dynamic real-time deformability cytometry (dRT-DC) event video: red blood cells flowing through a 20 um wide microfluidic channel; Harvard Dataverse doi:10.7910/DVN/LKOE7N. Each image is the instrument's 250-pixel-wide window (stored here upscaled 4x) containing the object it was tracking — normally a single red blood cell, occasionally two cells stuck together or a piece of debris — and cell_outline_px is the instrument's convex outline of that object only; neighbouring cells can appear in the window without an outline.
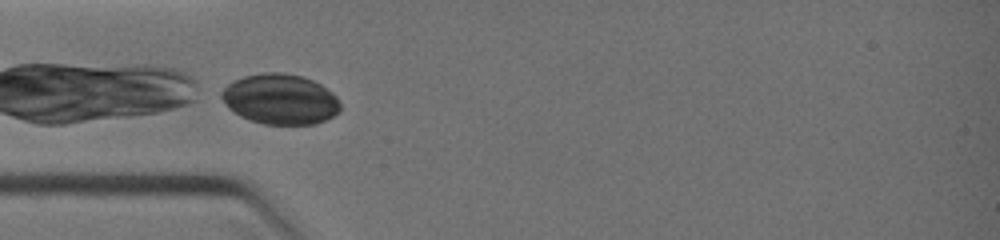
{"species": "common noctule bat (a hibernating species)", "species_latin": "Nyctalus noctula", "temperature_condition": "warm", "stored_images_in_passage": 9, "camera_frame_rate_fps": 3000, "um_per_image_px": 0.085, "animal": {"sex": "female", "body_mass_g": 19.0, "forearm_length_mm": 51.5}, "frame": {"image": 1, "passage_image": 8, "time_ms": 3.333, "image_size_px": [1000, 240], "cell_outline_px": [[340, 112], [324, 120], [312, 124], [264, 124], [240, 116], [232, 112], [228, 108], [220, 96], [220, 92], [232, 80], [244, 76], [264, 72], [284, 72], [304, 76], [320, 84], [332, 92], [336, 96], [340, 104]], "centroid_in_image_um": [23.8, 8.41], "position_along_channel_um": 61.2, "area_um2": 34.97}}